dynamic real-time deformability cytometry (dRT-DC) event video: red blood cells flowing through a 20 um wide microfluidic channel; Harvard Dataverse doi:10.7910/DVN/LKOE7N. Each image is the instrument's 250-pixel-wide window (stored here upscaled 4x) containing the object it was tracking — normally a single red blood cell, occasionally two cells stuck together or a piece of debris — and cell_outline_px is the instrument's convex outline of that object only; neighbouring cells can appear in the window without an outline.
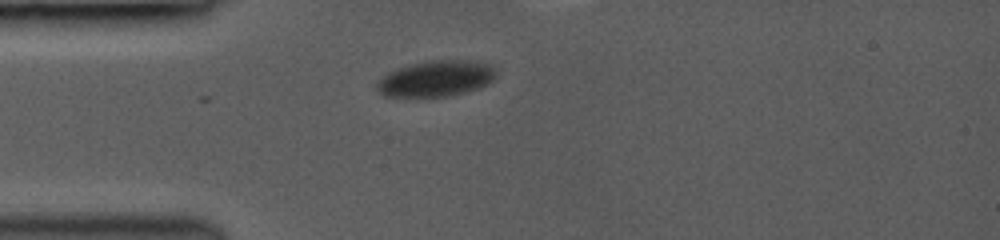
{"species": "common noctule bat (a hibernating species)", "species_latin": "Nyctalus noctula", "temperature_condition": "room temperature", "stored_images_in_passage": 8, "camera_frame_rate_fps": 3000, "um_per_image_px": 0.085, "animal": {"sex": "female", "body_mass_g": 19.0, "forearm_length_mm": 53.3}, "frame": {"image": 1, "passage_image": 1, "time_ms": 0.0, "image_size_px": [1000, 240], "cell_outline_px": [[496, 76], [488, 84], [480, 88], [448, 96], [384, 96], [376, 88], [376, 80], [388, 72], [396, 68], [408, 64], [432, 60], [476, 60], [492, 64], [496, 72]], "centroid_in_image_um": [37.07, 6.65], "position_along_channel_um": 47.9, "area_um2": 25.26}}